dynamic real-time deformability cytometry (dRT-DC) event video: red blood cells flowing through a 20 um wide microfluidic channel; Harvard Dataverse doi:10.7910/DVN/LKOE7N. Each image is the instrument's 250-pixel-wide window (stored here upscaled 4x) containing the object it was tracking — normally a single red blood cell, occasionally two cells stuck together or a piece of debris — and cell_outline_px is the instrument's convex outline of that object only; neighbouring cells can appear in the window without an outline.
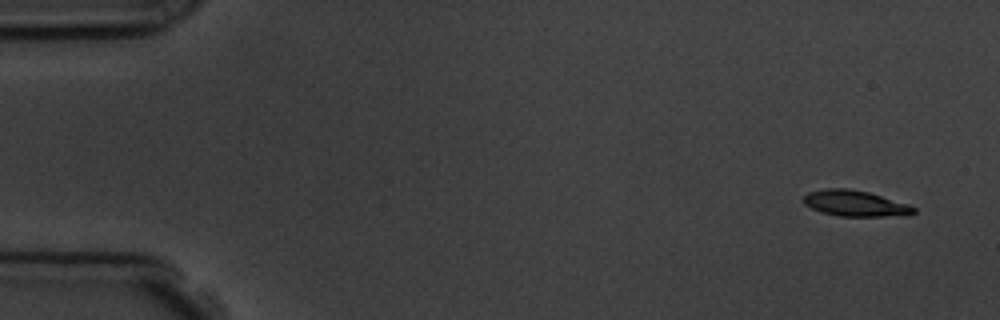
{"species": "common noctule bat (a hibernating species)", "species_latin": "Nyctalus noctula", "temperature_condition": "room temperature", "stored_images_in_passage": 15, "camera_frame_rate_fps": 3000, "um_per_image_px": 0.085, "animal": {"sex": "male", "body_mass_g": 19.5, "forearm_length_mm": 54.6}, "frame": {"image": 1, "passage_image": 1, "time_ms": 0.0, "image_size_px": [1000, 320], "cell_outline_px": [[916, 212], [908, 216], [836, 216], [820, 212], [804, 204], [804, 196], [808, 192], [828, 188], [848, 188], [868, 192], [908, 204], [916, 208]], "centroid_in_image_um": [72.71, 17.3], "position_along_channel_um": 12.3, "area_um2": 16.7}}
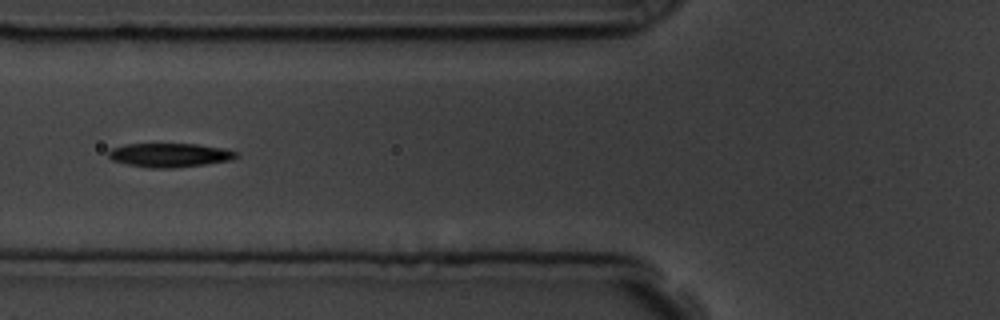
{"frame": {"image": 2, "passage_image": 6, "time_ms": 6.0, "image_size_px": [1000, 320], "cell_outline_px": [[240, 156], [232, 160], [204, 164], [172, 168], [152, 168], [128, 164], [112, 160], [108, 156], [108, 152], [112, 148], [124, 144], [196, 144], [224, 148], [236, 152]], "centroid_in_image_um": [14.44, 13.18], "position_along_channel_um": 111.4, "area_um2": 17.74}}
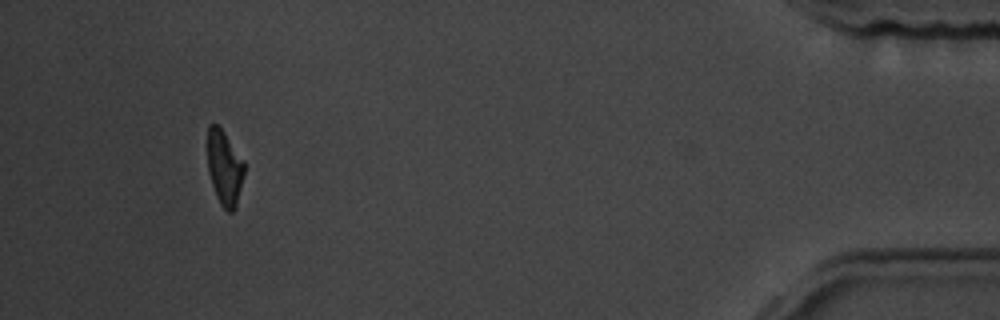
{"frame": {"image": 3, "passage_image": 14, "time_ms": 16.0, "image_size_px": [1000, 320], "cell_outline_px": [[244, 172], [236, 208], [232, 212], [228, 212], [220, 204], [216, 196], [208, 172], [208, 124], [216, 124], [224, 132], [244, 160]], "centroid_in_image_um": [19.08, 14.27], "position_along_channel_um": 416.1, "area_um2": 15.95}, "authors_computed_cell_mechanics": {"area_um2": 17.6868, "velocity_mm_per_s": 3.7455, "shape_relaxation_time_tau1_ms": 5.0604, "shape_relaxation_time_tau2_ms": 6.0888, "deformation_change_tau1": 0.1823, "deformation_change_tau2": 0.1377}}